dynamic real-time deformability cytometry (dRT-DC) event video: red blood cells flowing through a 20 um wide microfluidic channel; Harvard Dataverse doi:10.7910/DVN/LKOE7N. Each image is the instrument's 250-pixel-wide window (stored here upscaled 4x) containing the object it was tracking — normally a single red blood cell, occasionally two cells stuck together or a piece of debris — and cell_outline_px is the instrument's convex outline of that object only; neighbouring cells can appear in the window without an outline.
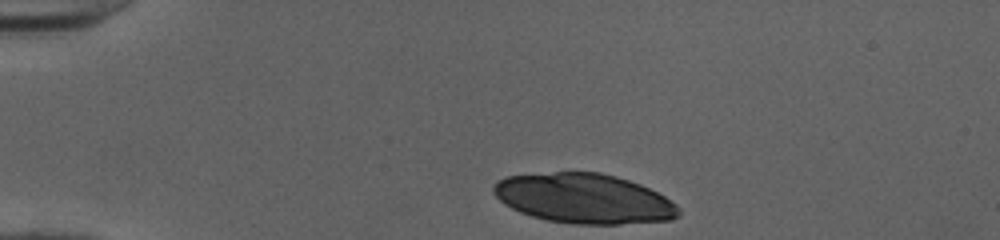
{"species": "human", "species_latin": "Homo sapiens", "temperature_condition": "cold", "stored_images_in_passage": 34, "camera_frame_rate_fps": 3000, "um_per_image_px": 0.085, "donor": {"sex": "female"}, "frame": {"image": 1, "passage_image": 1, "time_ms": 0.0, "image_size_px": [1000, 240], "cell_outline_px": [[680, 216], [672, 220], [620, 224], [572, 224], [548, 220], [532, 216], [520, 212], [504, 204], [492, 192], [492, 188], [496, 180], [508, 176], [556, 172], [600, 172], [616, 176], [640, 184], [664, 196], [676, 204], [680, 208]], "centroid_in_image_um": [49.65, 16.88], "position_along_channel_um": 35.4, "area_um2": 53.81}}
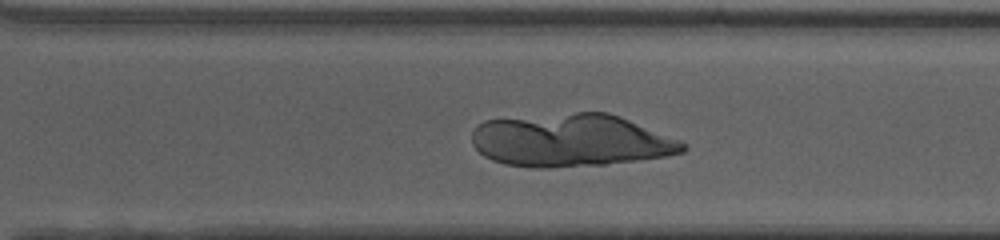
{"frame": {"image": 2, "passage_image": 27, "time_ms": 8.667, "image_size_px": [1000, 240], "cell_outline_px": [[688, 148], [684, 152], [668, 156], [604, 164], [548, 168], [532, 168], [504, 164], [492, 160], [484, 156], [472, 144], [472, 132], [484, 120], [576, 112], [608, 112], [620, 116], [680, 140], [688, 144]], "centroid_in_image_um": [48.54, 11.94], "position_along_channel_um": 322.1, "area_um2": 64.97}}